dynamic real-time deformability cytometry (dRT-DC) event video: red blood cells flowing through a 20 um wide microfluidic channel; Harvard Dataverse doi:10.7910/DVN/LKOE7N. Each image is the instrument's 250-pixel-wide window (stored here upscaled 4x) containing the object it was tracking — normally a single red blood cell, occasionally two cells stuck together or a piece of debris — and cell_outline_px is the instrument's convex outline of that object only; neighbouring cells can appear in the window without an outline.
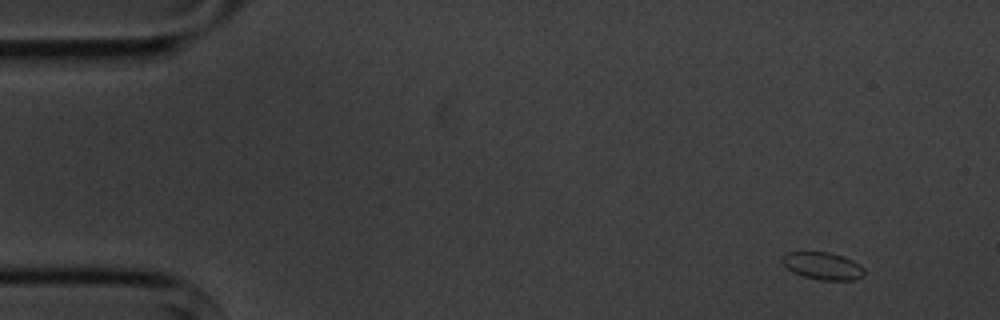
{"species": "common noctule bat (a hibernating species)", "species_latin": "Nyctalus noctula", "temperature_condition": "cold", "stored_images_in_passage": 4, "camera_frame_rate_fps": 3000, "um_per_image_px": 0.085, "animal": {"sex": "male", "body_mass_g": 20.1, "forearm_length_mm": 53.5}, "frame": {"image": 1, "passage_image": 1, "time_ms": 0.0, "image_size_px": [1000, 320], "cell_outline_px": [[864, 276], [852, 280], [820, 280], [804, 276], [792, 272], [784, 268], [780, 260], [788, 252], [828, 252], [844, 256], [860, 264], [864, 268]], "centroid_in_image_um": [69.92, 22.6], "position_along_channel_um": 15.1, "area_um2": 13.24}}
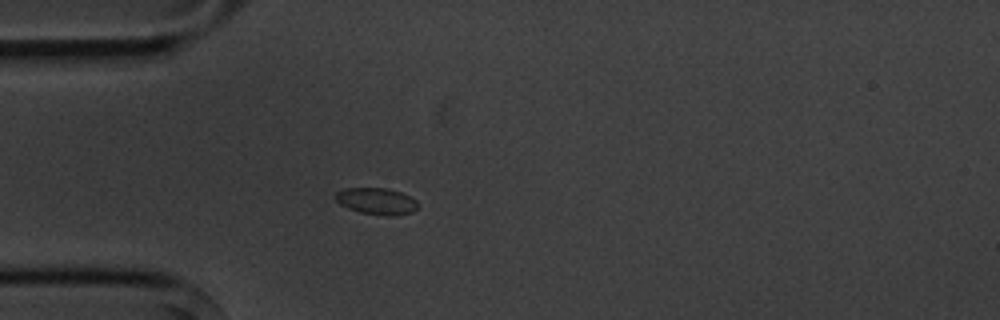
{"frame": {"image": 2, "passage_image": 4, "time_ms": 3.667, "image_size_px": [1000, 320], "cell_outline_px": [[416, 208], [412, 212], [392, 216], [384, 216], [360, 212], [348, 208], [340, 204], [336, 200], [336, 192], [344, 188], [388, 188], [400, 192], [416, 200]], "centroid_in_image_um": [31.98, 17.1], "position_along_channel_um": 53.0, "area_um2": 12.66}}